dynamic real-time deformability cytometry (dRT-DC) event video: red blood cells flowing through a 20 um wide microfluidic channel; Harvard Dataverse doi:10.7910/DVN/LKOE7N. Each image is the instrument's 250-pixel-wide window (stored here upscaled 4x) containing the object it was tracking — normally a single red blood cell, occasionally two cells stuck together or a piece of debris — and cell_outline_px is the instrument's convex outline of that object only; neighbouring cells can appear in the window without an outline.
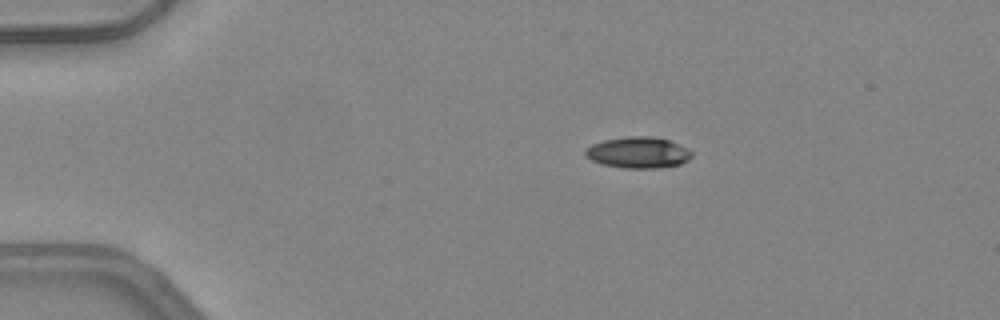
{"species": "common noctule bat (a hibernating species)", "species_latin": "Nyctalus noctula", "temperature_condition": "warm", "stored_images_in_passage": 41, "camera_frame_rate_fps": 3000, "um_per_image_px": 0.085, "animal": {"sex": "female", "body_mass_g": 24.6, "forearm_length_mm": 56.2}, "frame": {"image": 1, "passage_image": 1, "time_ms": 0.0, "image_size_px": [1000, 320], "cell_outline_px": [[692, 156], [688, 160], [680, 164], [656, 168], [620, 168], [600, 164], [584, 156], [584, 152], [592, 144], [604, 140], [628, 136], [648, 136], [668, 140], [688, 148], [692, 152]], "centroid_in_image_um": [54.23, 12.97], "position_along_channel_um": 30.8, "area_um2": 19.36}}
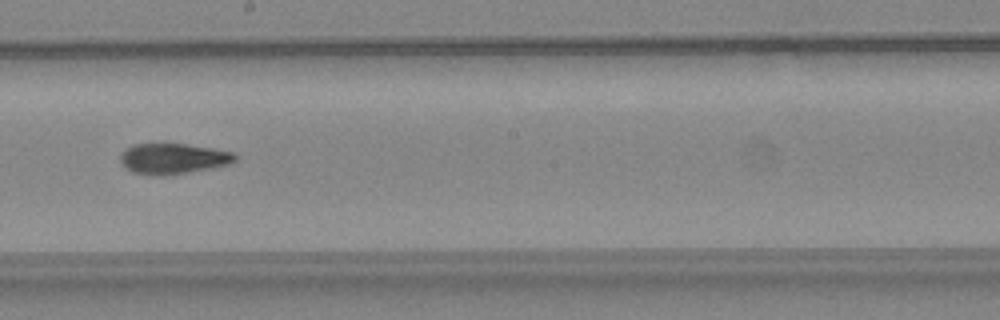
{"frame": {"image": 2, "passage_image": 20, "time_ms": 6.333, "image_size_px": [1000, 320], "cell_outline_px": [[236, 160], [228, 164], [208, 168], [160, 176], [132, 172], [124, 168], [120, 160], [120, 152], [132, 144], [184, 144], [212, 148], [232, 152], [236, 156]], "centroid_in_image_um": [14.64, 13.47], "position_along_channel_um": 233.6, "area_um2": 20.17}}
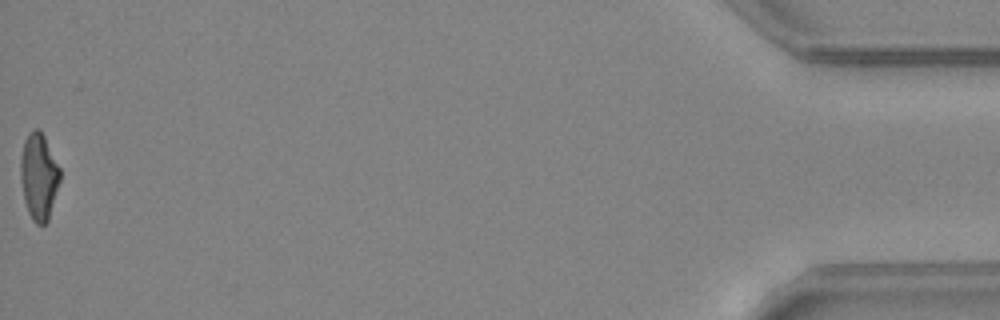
{"frame": {"image": 3, "passage_image": 41, "time_ms": 13.333, "image_size_px": [1000, 320], "cell_outline_px": [[60, 180], [48, 220], [44, 224], [36, 224], [32, 220], [28, 212], [24, 200], [20, 180], [20, 156], [24, 140], [28, 132], [32, 128], [40, 128], [60, 168]], "centroid_in_image_um": [3.28, 14.96], "position_along_channel_um": 431.9, "area_um2": 20.06}, "authors_computed_cell_mechanics": {"area_um2": 20.2878, "velocity_mm_per_s": 4.2215, "shape_relaxation_time_tau1_ms": null, "shape_relaxation_time_tau2_ms": 2.9675, "deformation_change_tau1": null, "deformation_change_tau2": 0.1161}}